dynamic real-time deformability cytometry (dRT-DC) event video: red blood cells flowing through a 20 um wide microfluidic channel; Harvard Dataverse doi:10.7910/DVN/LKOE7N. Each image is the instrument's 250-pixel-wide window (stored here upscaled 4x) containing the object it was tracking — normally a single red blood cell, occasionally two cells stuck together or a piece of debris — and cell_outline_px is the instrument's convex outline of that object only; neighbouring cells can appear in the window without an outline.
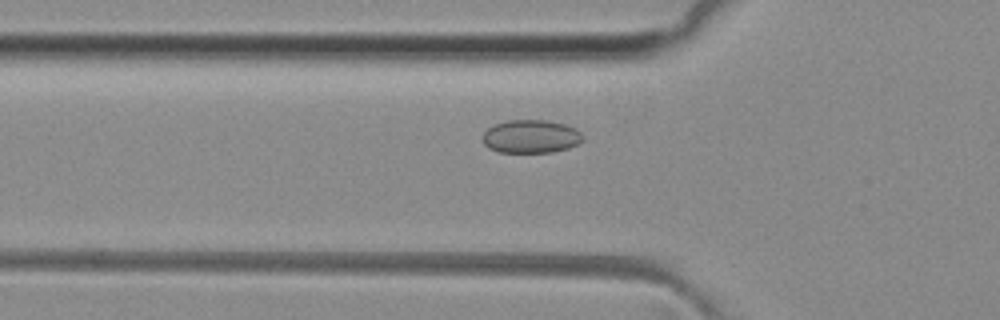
{"species": "common noctule bat (a hibernating species)", "species_latin": "Nyctalus noctula", "temperature_condition": "room temperature", "stored_images_in_passage": 40, "camera_frame_rate_fps": 3000, "um_per_image_px": 0.085, "animal": {"sex": "female", "body_mass_g": 29.2, "forearm_length_mm": 56.3}, "frame": {"image": 1, "passage_image": 7, "time_ms": 2.0, "image_size_px": [1000, 320], "cell_outline_px": [[584, 140], [568, 148], [552, 152], [496, 152], [488, 148], [484, 144], [484, 132], [488, 128], [496, 124], [508, 120], [548, 120], [564, 124], [576, 128], [584, 136]], "centroid_in_image_um": [45.15, 11.6], "position_along_channel_um": 80.7, "area_um2": 19.42}}
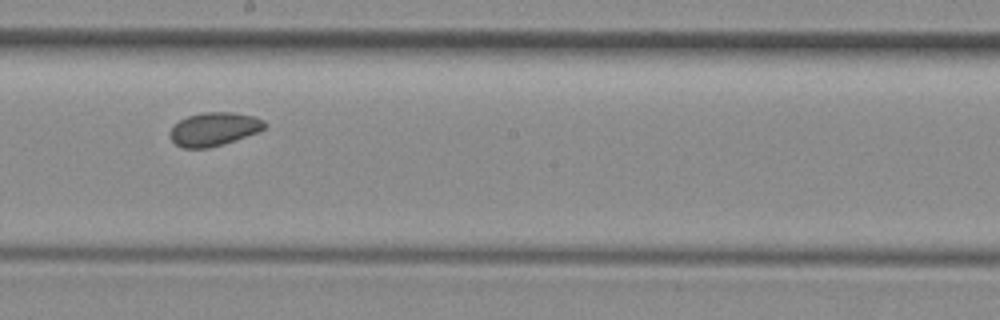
{"frame": {"image": 2, "passage_image": 18, "time_ms": 5.667, "image_size_px": [1000, 320], "cell_outline_px": [[268, 124], [264, 128], [256, 132], [224, 144], [208, 148], [184, 148], [176, 144], [172, 140], [172, 128], [180, 120], [188, 116], [204, 112], [232, 112], [252, 116], [264, 120]], "centroid_in_image_um": [18.22, 10.97], "position_along_channel_um": 230.0, "area_um2": 18.09}}
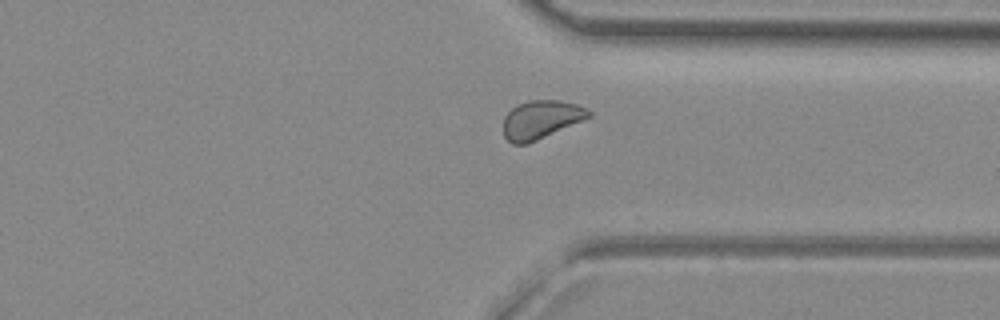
{"frame": {"image": 3, "passage_image": 28, "time_ms": 9.0, "image_size_px": [1000, 320], "cell_outline_px": [[592, 116], [584, 120], [528, 144], [512, 144], [504, 136], [504, 116], [516, 104], [528, 100], [560, 100], [576, 104], [588, 108], [592, 112]], "centroid_in_image_um": [46.0, 10.16], "position_along_channel_um": 365.4, "area_um2": 19.31}}